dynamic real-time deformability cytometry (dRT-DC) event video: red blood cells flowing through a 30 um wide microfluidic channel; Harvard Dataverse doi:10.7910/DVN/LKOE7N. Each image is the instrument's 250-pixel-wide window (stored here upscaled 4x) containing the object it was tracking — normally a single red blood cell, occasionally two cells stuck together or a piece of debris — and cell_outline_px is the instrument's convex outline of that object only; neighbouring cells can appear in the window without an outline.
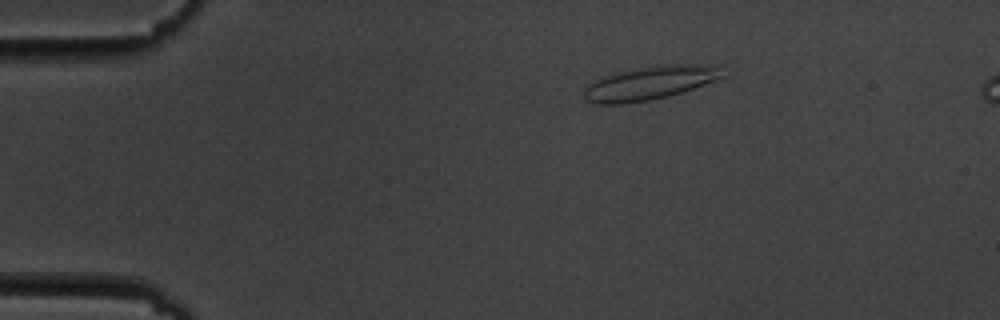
{"species": "common noctule bat (a hibernating species)", "species_latin": "Nyctalus noctula", "temperature_condition": "cold", "stored_images_in_passage": 4, "camera_frame_rate_fps": 3000, "um_per_image_px": 0.085, "animal": {"sex": "male", "body_mass_g": 19.5, "forearm_length_mm": 54.6}, "frame": {"image": 1, "passage_image": 1, "time_ms": 0.0, "image_size_px": [1000, 320], "cell_outline_px": [[724, 76], [716, 80], [668, 96], [648, 100], [620, 104], [600, 104], [584, 100], [584, 84], [592, 80], [604, 76], [620, 72], [640, 68], [724, 64]], "centroid_in_image_um": [55.19, 7.08], "position_along_channel_um": 29.8, "area_um2": 26.41}}